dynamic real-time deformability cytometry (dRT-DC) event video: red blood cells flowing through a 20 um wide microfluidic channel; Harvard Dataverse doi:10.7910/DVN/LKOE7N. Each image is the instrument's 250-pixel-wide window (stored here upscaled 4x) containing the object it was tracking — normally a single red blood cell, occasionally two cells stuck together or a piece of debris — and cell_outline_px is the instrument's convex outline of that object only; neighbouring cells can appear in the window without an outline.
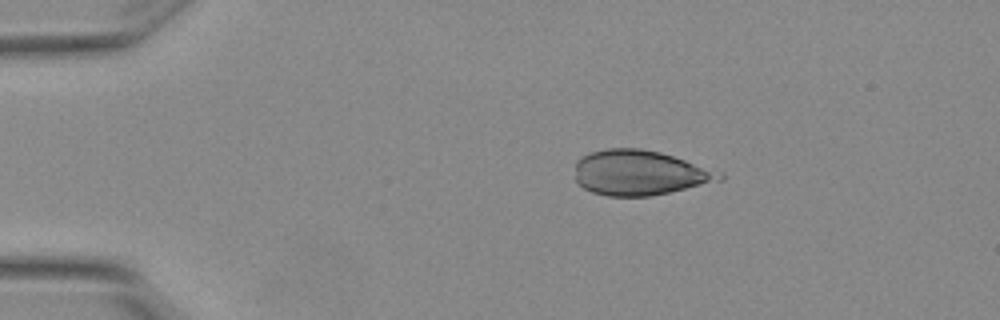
{"species": "Egyptian fruit bat (a non-hibernating species)", "species_latin": "Rousettus aegyptiacus", "temperature_condition": "warm", "stored_images_in_passage": 2, "camera_frame_rate_fps": 3000, "um_per_image_px": 0.085, "animal": {"sex": "female"}, "frame": {"image": 1, "passage_image": 1, "time_ms": 0.0, "image_size_px": [1000, 320], "cell_outline_px": [[724, 180], [668, 192], [648, 196], [608, 196], [592, 192], [584, 188], [576, 180], [576, 160], [592, 152], [608, 148], [640, 148], [660, 152], [724, 172]], "centroid_in_image_um": [54.4, 14.68], "position_along_channel_um": 30.6, "area_um2": 37.8}}